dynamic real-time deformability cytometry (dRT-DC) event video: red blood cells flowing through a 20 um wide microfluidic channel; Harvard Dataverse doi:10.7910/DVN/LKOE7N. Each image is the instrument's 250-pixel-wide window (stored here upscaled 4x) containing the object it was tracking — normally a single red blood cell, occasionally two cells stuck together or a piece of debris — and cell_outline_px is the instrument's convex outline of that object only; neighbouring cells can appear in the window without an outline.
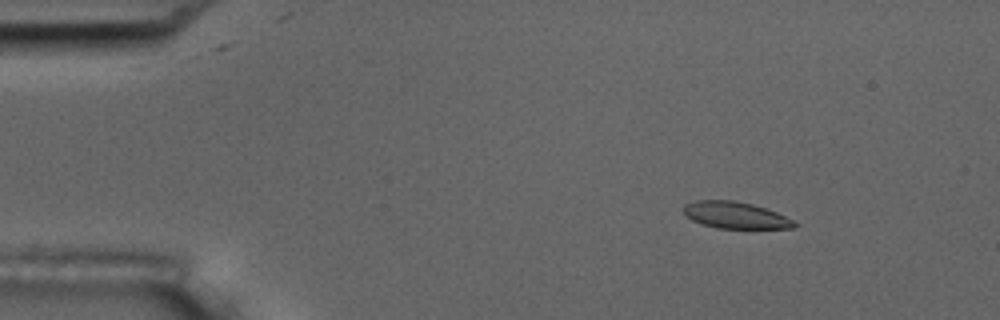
{"species": "common noctule bat (a hibernating species)", "species_latin": "Nyctalus noctula", "temperature_condition": "room temperature", "stored_images_in_passage": 4, "camera_frame_rate_fps": 3000, "um_per_image_px": 0.085, "animal": {"sex": "male", "body_mass_g": 17.5, "forearm_length_mm": 52.3}, "frame": {"image": 1, "passage_image": 1, "time_ms": 0.0, "image_size_px": [1000, 320], "cell_outline_px": [[800, 224], [792, 228], [720, 228], [704, 224], [692, 220], [684, 216], [684, 204], [696, 200], [732, 200], [752, 204], [776, 212]], "centroid_in_image_um": [62.49, 18.28], "position_along_channel_um": 22.5, "area_um2": 17.05}}
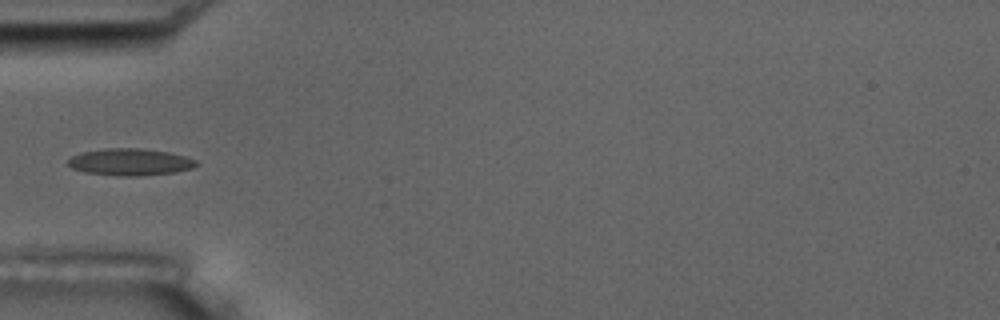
{"frame": {"image": 2, "passage_image": 4, "time_ms": 3.667, "image_size_px": [1000, 320], "cell_outline_px": [[200, 164], [192, 168], [176, 172], [140, 176], [116, 176], [84, 172], [72, 168], [68, 164], [68, 160], [72, 156], [80, 152], [104, 148], [144, 148], [168, 152], [184, 156], [196, 160]], "centroid_in_image_um": [11.06, 13.77], "position_along_channel_um": 73.9, "area_um2": 20.35}}